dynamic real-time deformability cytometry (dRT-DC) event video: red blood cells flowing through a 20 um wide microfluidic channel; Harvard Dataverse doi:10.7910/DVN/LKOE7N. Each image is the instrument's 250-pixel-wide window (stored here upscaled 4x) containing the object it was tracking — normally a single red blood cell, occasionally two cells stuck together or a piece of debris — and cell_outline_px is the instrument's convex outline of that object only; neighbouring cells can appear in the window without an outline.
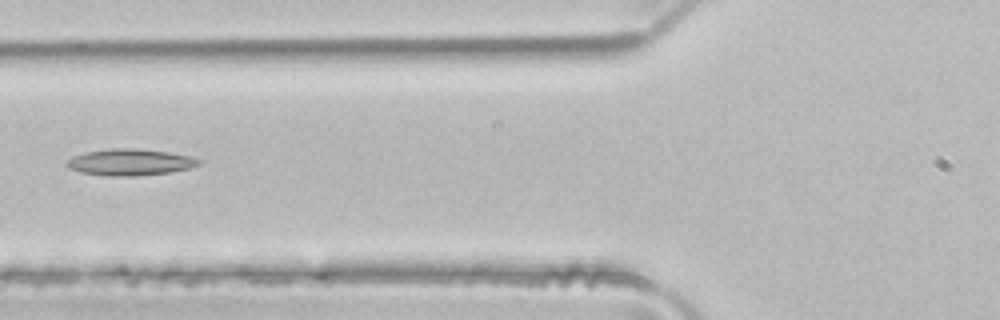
{"species": "common noctule bat (a hibernating species)", "species_latin": "Nyctalus noctula", "temperature_condition": "room temperature", "stored_images_in_passage": 4, "camera_frame_rate_fps": 3000, "um_per_image_px": 0.085, "animal": {"sex": "male", "body_mass_g": 21.5, "forearm_length_mm": 52.0}, "frame": {"image": 1, "passage_image": 4, "time_ms": 1.0, "image_size_px": [1000, 320], "cell_outline_px": [[204, 160], [200, 164], [188, 168], [168, 172], [136, 176], [108, 176], [80, 172], [68, 168], [64, 164], [72, 156], [84, 152], [112, 148], [136, 148], [168, 152], [188, 156]], "centroid_in_image_um": [11.01, 13.78], "position_along_channel_um": 114.8, "area_um2": 20.4}}